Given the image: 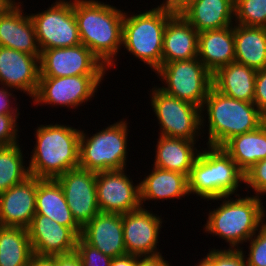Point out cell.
Masks as SVG:
<instances>
[{"instance_id": "obj_7", "label": "cell", "mask_w": 266, "mask_h": 266, "mask_svg": "<svg viewBox=\"0 0 266 266\" xmlns=\"http://www.w3.org/2000/svg\"><path fill=\"white\" fill-rule=\"evenodd\" d=\"M121 119L99 132L86 134L81 130L79 138V167L91 172L127 169L128 122ZM89 135V136H88Z\"/></svg>"}, {"instance_id": "obj_30", "label": "cell", "mask_w": 266, "mask_h": 266, "mask_svg": "<svg viewBox=\"0 0 266 266\" xmlns=\"http://www.w3.org/2000/svg\"><path fill=\"white\" fill-rule=\"evenodd\" d=\"M32 254L27 229L0 226V266H27Z\"/></svg>"}, {"instance_id": "obj_31", "label": "cell", "mask_w": 266, "mask_h": 266, "mask_svg": "<svg viewBox=\"0 0 266 266\" xmlns=\"http://www.w3.org/2000/svg\"><path fill=\"white\" fill-rule=\"evenodd\" d=\"M21 148L19 142L0 147V193L22 183L30 176Z\"/></svg>"}, {"instance_id": "obj_13", "label": "cell", "mask_w": 266, "mask_h": 266, "mask_svg": "<svg viewBox=\"0 0 266 266\" xmlns=\"http://www.w3.org/2000/svg\"><path fill=\"white\" fill-rule=\"evenodd\" d=\"M65 195L73 219L83 228L99 212L96 173L77 167L55 179Z\"/></svg>"}, {"instance_id": "obj_35", "label": "cell", "mask_w": 266, "mask_h": 266, "mask_svg": "<svg viewBox=\"0 0 266 266\" xmlns=\"http://www.w3.org/2000/svg\"><path fill=\"white\" fill-rule=\"evenodd\" d=\"M82 266H110L112 258L88 244L81 236L78 237L75 251Z\"/></svg>"}, {"instance_id": "obj_46", "label": "cell", "mask_w": 266, "mask_h": 266, "mask_svg": "<svg viewBox=\"0 0 266 266\" xmlns=\"http://www.w3.org/2000/svg\"><path fill=\"white\" fill-rule=\"evenodd\" d=\"M9 0H0V9L8 2Z\"/></svg>"}, {"instance_id": "obj_14", "label": "cell", "mask_w": 266, "mask_h": 266, "mask_svg": "<svg viewBox=\"0 0 266 266\" xmlns=\"http://www.w3.org/2000/svg\"><path fill=\"white\" fill-rule=\"evenodd\" d=\"M127 169L96 173V194L100 212L124 214L141 207L139 183Z\"/></svg>"}, {"instance_id": "obj_3", "label": "cell", "mask_w": 266, "mask_h": 266, "mask_svg": "<svg viewBox=\"0 0 266 266\" xmlns=\"http://www.w3.org/2000/svg\"><path fill=\"white\" fill-rule=\"evenodd\" d=\"M81 129L71 125L48 123L35 129V145L28 163L30 176L56 179L79 167Z\"/></svg>"}, {"instance_id": "obj_41", "label": "cell", "mask_w": 266, "mask_h": 266, "mask_svg": "<svg viewBox=\"0 0 266 266\" xmlns=\"http://www.w3.org/2000/svg\"><path fill=\"white\" fill-rule=\"evenodd\" d=\"M161 254L154 256H138L136 266H172Z\"/></svg>"}, {"instance_id": "obj_34", "label": "cell", "mask_w": 266, "mask_h": 266, "mask_svg": "<svg viewBox=\"0 0 266 266\" xmlns=\"http://www.w3.org/2000/svg\"><path fill=\"white\" fill-rule=\"evenodd\" d=\"M206 256L214 263V266H247L246 251L242 249H208ZM245 252V253H244Z\"/></svg>"}, {"instance_id": "obj_12", "label": "cell", "mask_w": 266, "mask_h": 266, "mask_svg": "<svg viewBox=\"0 0 266 266\" xmlns=\"http://www.w3.org/2000/svg\"><path fill=\"white\" fill-rule=\"evenodd\" d=\"M40 77L105 75L108 69L84 44L42 50Z\"/></svg>"}, {"instance_id": "obj_5", "label": "cell", "mask_w": 266, "mask_h": 266, "mask_svg": "<svg viewBox=\"0 0 266 266\" xmlns=\"http://www.w3.org/2000/svg\"><path fill=\"white\" fill-rule=\"evenodd\" d=\"M242 183L244 173L222 147L201 148L188 176L189 194L205 201L241 195Z\"/></svg>"}, {"instance_id": "obj_26", "label": "cell", "mask_w": 266, "mask_h": 266, "mask_svg": "<svg viewBox=\"0 0 266 266\" xmlns=\"http://www.w3.org/2000/svg\"><path fill=\"white\" fill-rule=\"evenodd\" d=\"M256 73L257 70L234 61L213 74L212 84L228 97L253 103Z\"/></svg>"}, {"instance_id": "obj_19", "label": "cell", "mask_w": 266, "mask_h": 266, "mask_svg": "<svg viewBox=\"0 0 266 266\" xmlns=\"http://www.w3.org/2000/svg\"><path fill=\"white\" fill-rule=\"evenodd\" d=\"M38 178L29 176L0 193V226L27 229L36 214Z\"/></svg>"}, {"instance_id": "obj_21", "label": "cell", "mask_w": 266, "mask_h": 266, "mask_svg": "<svg viewBox=\"0 0 266 266\" xmlns=\"http://www.w3.org/2000/svg\"><path fill=\"white\" fill-rule=\"evenodd\" d=\"M196 57H198V31L180 13H174L164 30L162 65Z\"/></svg>"}, {"instance_id": "obj_32", "label": "cell", "mask_w": 266, "mask_h": 266, "mask_svg": "<svg viewBox=\"0 0 266 266\" xmlns=\"http://www.w3.org/2000/svg\"><path fill=\"white\" fill-rule=\"evenodd\" d=\"M235 24L266 28V0H235Z\"/></svg>"}, {"instance_id": "obj_25", "label": "cell", "mask_w": 266, "mask_h": 266, "mask_svg": "<svg viewBox=\"0 0 266 266\" xmlns=\"http://www.w3.org/2000/svg\"><path fill=\"white\" fill-rule=\"evenodd\" d=\"M158 137L155 146V160L152 166L189 176L194 161L200 152L196 146L198 141L161 135Z\"/></svg>"}, {"instance_id": "obj_17", "label": "cell", "mask_w": 266, "mask_h": 266, "mask_svg": "<svg viewBox=\"0 0 266 266\" xmlns=\"http://www.w3.org/2000/svg\"><path fill=\"white\" fill-rule=\"evenodd\" d=\"M39 58L0 46V86L21 91L33 99L40 78Z\"/></svg>"}, {"instance_id": "obj_15", "label": "cell", "mask_w": 266, "mask_h": 266, "mask_svg": "<svg viewBox=\"0 0 266 266\" xmlns=\"http://www.w3.org/2000/svg\"><path fill=\"white\" fill-rule=\"evenodd\" d=\"M162 220L164 221L161 215L159 216L144 207L122 214L126 253L138 256L161 254L157 246Z\"/></svg>"}, {"instance_id": "obj_24", "label": "cell", "mask_w": 266, "mask_h": 266, "mask_svg": "<svg viewBox=\"0 0 266 266\" xmlns=\"http://www.w3.org/2000/svg\"><path fill=\"white\" fill-rule=\"evenodd\" d=\"M198 59L214 74L235 61L234 25L198 33Z\"/></svg>"}, {"instance_id": "obj_2", "label": "cell", "mask_w": 266, "mask_h": 266, "mask_svg": "<svg viewBox=\"0 0 266 266\" xmlns=\"http://www.w3.org/2000/svg\"><path fill=\"white\" fill-rule=\"evenodd\" d=\"M235 197V199L233 198ZM224 196L207 201H222L208 213L204 233L218 236L229 245L228 249H242L265 223L266 211L260 196Z\"/></svg>"}, {"instance_id": "obj_10", "label": "cell", "mask_w": 266, "mask_h": 266, "mask_svg": "<svg viewBox=\"0 0 266 266\" xmlns=\"http://www.w3.org/2000/svg\"><path fill=\"white\" fill-rule=\"evenodd\" d=\"M42 12L30 13L40 51L80 45L73 0H55Z\"/></svg>"}, {"instance_id": "obj_39", "label": "cell", "mask_w": 266, "mask_h": 266, "mask_svg": "<svg viewBox=\"0 0 266 266\" xmlns=\"http://www.w3.org/2000/svg\"><path fill=\"white\" fill-rule=\"evenodd\" d=\"M14 91L5 86L0 87V114H20V107H17L18 103H15V107H12L14 104L13 101L17 102L16 95L13 94ZM12 99L14 100L12 101Z\"/></svg>"}, {"instance_id": "obj_9", "label": "cell", "mask_w": 266, "mask_h": 266, "mask_svg": "<svg viewBox=\"0 0 266 266\" xmlns=\"http://www.w3.org/2000/svg\"><path fill=\"white\" fill-rule=\"evenodd\" d=\"M150 93L151 107L160 129L159 135L200 141L203 137L200 107L168 95L159 86H154Z\"/></svg>"}, {"instance_id": "obj_29", "label": "cell", "mask_w": 266, "mask_h": 266, "mask_svg": "<svg viewBox=\"0 0 266 266\" xmlns=\"http://www.w3.org/2000/svg\"><path fill=\"white\" fill-rule=\"evenodd\" d=\"M235 61L255 70L266 68V28L234 23Z\"/></svg>"}, {"instance_id": "obj_20", "label": "cell", "mask_w": 266, "mask_h": 266, "mask_svg": "<svg viewBox=\"0 0 266 266\" xmlns=\"http://www.w3.org/2000/svg\"><path fill=\"white\" fill-rule=\"evenodd\" d=\"M81 237L111 258L126 255L122 214L99 212L83 228Z\"/></svg>"}, {"instance_id": "obj_27", "label": "cell", "mask_w": 266, "mask_h": 266, "mask_svg": "<svg viewBox=\"0 0 266 266\" xmlns=\"http://www.w3.org/2000/svg\"><path fill=\"white\" fill-rule=\"evenodd\" d=\"M36 214L47 216L81 236L82 228L73 219L62 187L55 179L38 178Z\"/></svg>"}, {"instance_id": "obj_8", "label": "cell", "mask_w": 266, "mask_h": 266, "mask_svg": "<svg viewBox=\"0 0 266 266\" xmlns=\"http://www.w3.org/2000/svg\"><path fill=\"white\" fill-rule=\"evenodd\" d=\"M155 74L164 85L159 87L162 91L200 108L213 86V74L198 57L165 63Z\"/></svg>"}, {"instance_id": "obj_36", "label": "cell", "mask_w": 266, "mask_h": 266, "mask_svg": "<svg viewBox=\"0 0 266 266\" xmlns=\"http://www.w3.org/2000/svg\"><path fill=\"white\" fill-rule=\"evenodd\" d=\"M244 184L245 191H248L247 194L249 188L253 189L255 196L261 197L266 194V158L257 162L244 173Z\"/></svg>"}, {"instance_id": "obj_43", "label": "cell", "mask_w": 266, "mask_h": 266, "mask_svg": "<svg viewBox=\"0 0 266 266\" xmlns=\"http://www.w3.org/2000/svg\"><path fill=\"white\" fill-rule=\"evenodd\" d=\"M56 266H82L81 260L76 252L56 255Z\"/></svg>"}, {"instance_id": "obj_4", "label": "cell", "mask_w": 266, "mask_h": 266, "mask_svg": "<svg viewBox=\"0 0 266 266\" xmlns=\"http://www.w3.org/2000/svg\"><path fill=\"white\" fill-rule=\"evenodd\" d=\"M265 121L266 116L254 103L228 97L213 86L201 107L203 136L208 122L207 146L222 147L232 137L253 131Z\"/></svg>"}, {"instance_id": "obj_37", "label": "cell", "mask_w": 266, "mask_h": 266, "mask_svg": "<svg viewBox=\"0 0 266 266\" xmlns=\"http://www.w3.org/2000/svg\"><path fill=\"white\" fill-rule=\"evenodd\" d=\"M20 114H0V147L13 145L19 142Z\"/></svg>"}, {"instance_id": "obj_1", "label": "cell", "mask_w": 266, "mask_h": 266, "mask_svg": "<svg viewBox=\"0 0 266 266\" xmlns=\"http://www.w3.org/2000/svg\"><path fill=\"white\" fill-rule=\"evenodd\" d=\"M81 44L110 70L122 48L125 11L98 0H73Z\"/></svg>"}, {"instance_id": "obj_44", "label": "cell", "mask_w": 266, "mask_h": 266, "mask_svg": "<svg viewBox=\"0 0 266 266\" xmlns=\"http://www.w3.org/2000/svg\"><path fill=\"white\" fill-rule=\"evenodd\" d=\"M137 260L138 255L126 254L112 258L110 266H136Z\"/></svg>"}, {"instance_id": "obj_38", "label": "cell", "mask_w": 266, "mask_h": 266, "mask_svg": "<svg viewBox=\"0 0 266 266\" xmlns=\"http://www.w3.org/2000/svg\"><path fill=\"white\" fill-rule=\"evenodd\" d=\"M253 103L266 116V68L257 70Z\"/></svg>"}, {"instance_id": "obj_18", "label": "cell", "mask_w": 266, "mask_h": 266, "mask_svg": "<svg viewBox=\"0 0 266 266\" xmlns=\"http://www.w3.org/2000/svg\"><path fill=\"white\" fill-rule=\"evenodd\" d=\"M27 231L35 254L55 256L76 251L79 236L47 216L35 214Z\"/></svg>"}, {"instance_id": "obj_45", "label": "cell", "mask_w": 266, "mask_h": 266, "mask_svg": "<svg viewBox=\"0 0 266 266\" xmlns=\"http://www.w3.org/2000/svg\"><path fill=\"white\" fill-rule=\"evenodd\" d=\"M194 266H214V263L207 256H204V258L200 259Z\"/></svg>"}, {"instance_id": "obj_28", "label": "cell", "mask_w": 266, "mask_h": 266, "mask_svg": "<svg viewBox=\"0 0 266 266\" xmlns=\"http://www.w3.org/2000/svg\"><path fill=\"white\" fill-rule=\"evenodd\" d=\"M222 149L245 173L257 162L266 158V121L253 131L232 137Z\"/></svg>"}, {"instance_id": "obj_33", "label": "cell", "mask_w": 266, "mask_h": 266, "mask_svg": "<svg viewBox=\"0 0 266 266\" xmlns=\"http://www.w3.org/2000/svg\"><path fill=\"white\" fill-rule=\"evenodd\" d=\"M247 243H249L248 255H245L247 266H266V223Z\"/></svg>"}, {"instance_id": "obj_22", "label": "cell", "mask_w": 266, "mask_h": 266, "mask_svg": "<svg viewBox=\"0 0 266 266\" xmlns=\"http://www.w3.org/2000/svg\"><path fill=\"white\" fill-rule=\"evenodd\" d=\"M149 171L150 173H145L147 176L144 175L143 180L139 181L141 207H144V203H148L150 200L163 202L190 196L187 175L155 166L152 167V171Z\"/></svg>"}, {"instance_id": "obj_6", "label": "cell", "mask_w": 266, "mask_h": 266, "mask_svg": "<svg viewBox=\"0 0 266 266\" xmlns=\"http://www.w3.org/2000/svg\"><path fill=\"white\" fill-rule=\"evenodd\" d=\"M138 12L125 11L122 48L156 72L162 65L164 30L174 13L159 7Z\"/></svg>"}, {"instance_id": "obj_16", "label": "cell", "mask_w": 266, "mask_h": 266, "mask_svg": "<svg viewBox=\"0 0 266 266\" xmlns=\"http://www.w3.org/2000/svg\"><path fill=\"white\" fill-rule=\"evenodd\" d=\"M21 4L9 0L0 9V46L40 57L33 21Z\"/></svg>"}, {"instance_id": "obj_23", "label": "cell", "mask_w": 266, "mask_h": 266, "mask_svg": "<svg viewBox=\"0 0 266 266\" xmlns=\"http://www.w3.org/2000/svg\"><path fill=\"white\" fill-rule=\"evenodd\" d=\"M197 31L234 25L235 0H193L180 13Z\"/></svg>"}, {"instance_id": "obj_42", "label": "cell", "mask_w": 266, "mask_h": 266, "mask_svg": "<svg viewBox=\"0 0 266 266\" xmlns=\"http://www.w3.org/2000/svg\"><path fill=\"white\" fill-rule=\"evenodd\" d=\"M27 266H56V255H38L33 253Z\"/></svg>"}, {"instance_id": "obj_11", "label": "cell", "mask_w": 266, "mask_h": 266, "mask_svg": "<svg viewBox=\"0 0 266 266\" xmlns=\"http://www.w3.org/2000/svg\"><path fill=\"white\" fill-rule=\"evenodd\" d=\"M105 75L40 77L32 101L34 105H51L78 109L98 93ZM86 102V103H85Z\"/></svg>"}, {"instance_id": "obj_40", "label": "cell", "mask_w": 266, "mask_h": 266, "mask_svg": "<svg viewBox=\"0 0 266 266\" xmlns=\"http://www.w3.org/2000/svg\"><path fill=\"white\" fill-rule=\"evenodd\" d=\"M193 0H163L156 7L165 9L173 13H181Z\"/></svg>"}]
</instances>
